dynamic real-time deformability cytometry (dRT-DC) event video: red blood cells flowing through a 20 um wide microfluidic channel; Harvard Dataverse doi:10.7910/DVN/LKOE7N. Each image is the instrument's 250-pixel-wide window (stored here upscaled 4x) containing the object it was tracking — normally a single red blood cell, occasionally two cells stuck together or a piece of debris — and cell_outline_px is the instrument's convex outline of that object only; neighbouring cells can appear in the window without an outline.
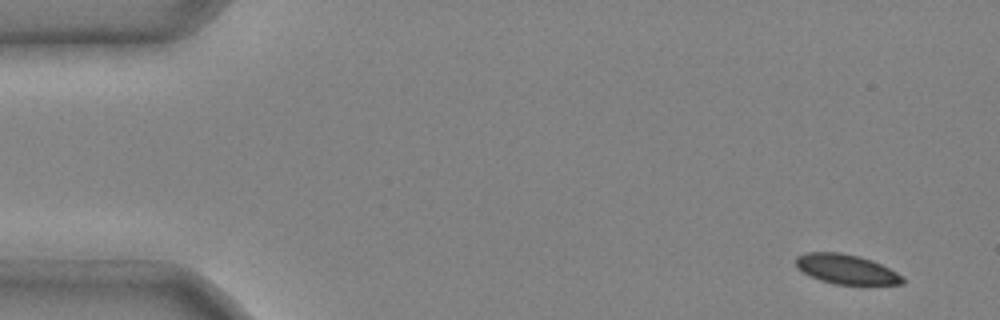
{"species": "common noctule bat (a hibernating species)", "species_latin": "Nyctalus noctula", "temperature_condition": "cold", "stored_images_in_passage": 3, "camera_frame_rate_fps": 3000, "um_per_image_px": 0.085, "animal": {"sex": "male", "body_mass_g": 20.4}, "frame": {"image": 1, "passage_image": 1, "time_ms": 0.0, "image_size_px": [1000, 320], "cell_outline_px": [[904, 284], [836, 284], [820, 280], [796, 268], [796, 256], [808, 252], [840, 252], [860, 256], [872, 260], [896, 272], [904, 280]], "centroid_in_image_um": [71.9, 22.87], "position_along_channel_um": 13.1, "area_um2": 18.21}}
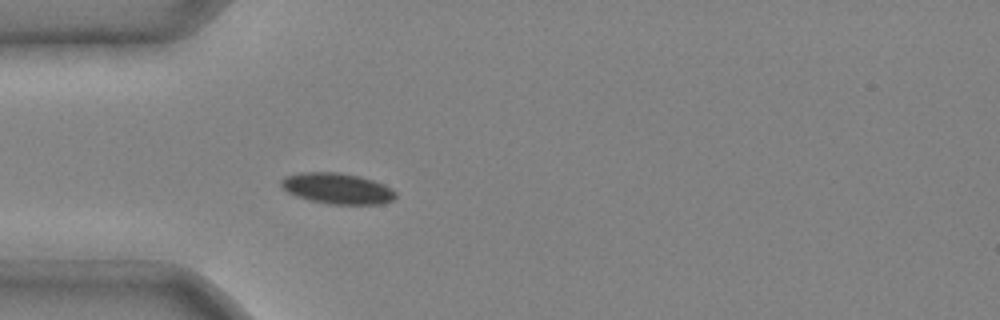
{"frame": {"image": 2, "passage_image": 3, "time_ms": 0.667, "image_size_px": [1000, 320], "cell_outline_px": [[396, 196], [392, 200], [380, 204], [328, 204], [308, 200], [296, 196], [288, 192], [280, 184], [280, 180], [284, 176], [300, 172], [340, 172], [360, 176], [384, 184], [392, 188], [396, 192]], "centroid_in_image_um": [28.65, 16.01], "position_along_channel_um": 56.3, "area_um2": 20.75}}